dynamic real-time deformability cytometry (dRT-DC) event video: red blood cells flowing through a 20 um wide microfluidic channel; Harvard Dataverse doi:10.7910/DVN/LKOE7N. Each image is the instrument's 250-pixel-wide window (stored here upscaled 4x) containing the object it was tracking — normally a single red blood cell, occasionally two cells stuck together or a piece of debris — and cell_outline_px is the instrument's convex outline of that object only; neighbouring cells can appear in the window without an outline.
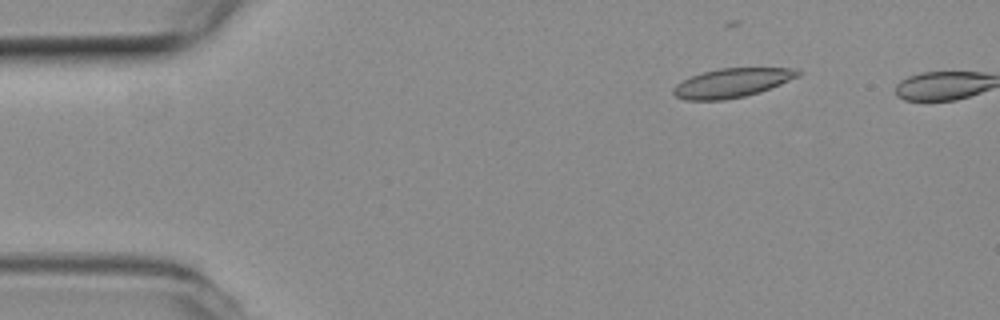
{"species": "common noctule bat (a hibernating species)", "species_latin": "Nyctalus noctula", "temperature_condition": "room temperature", "stored_images_in_passage": 3, "camera_frame_rate_fps": 3000, "um_per_image_px": 0.085, "animal": {"sex": "female", "body_mass_g": 19.3, "forearm_length_mm": 54.1}, "frame": {"image": 1, "passage_image": 3, "time_ms": 0.667, "image_size_px": [1000, 320], "cell_outline_px": [[800, 76], [760, 92], [744, 96], [724, 100], [684, 100], [676, 96], [672, 92], [672, 88], [676, 84], [692, 76], [704, 72], [720, 68], [792, 68], [800, 72]], "centroid_in_image_um": [62.2, 7.05], "position_along_channel_um": 22.8, "area_um2": 20.92}}